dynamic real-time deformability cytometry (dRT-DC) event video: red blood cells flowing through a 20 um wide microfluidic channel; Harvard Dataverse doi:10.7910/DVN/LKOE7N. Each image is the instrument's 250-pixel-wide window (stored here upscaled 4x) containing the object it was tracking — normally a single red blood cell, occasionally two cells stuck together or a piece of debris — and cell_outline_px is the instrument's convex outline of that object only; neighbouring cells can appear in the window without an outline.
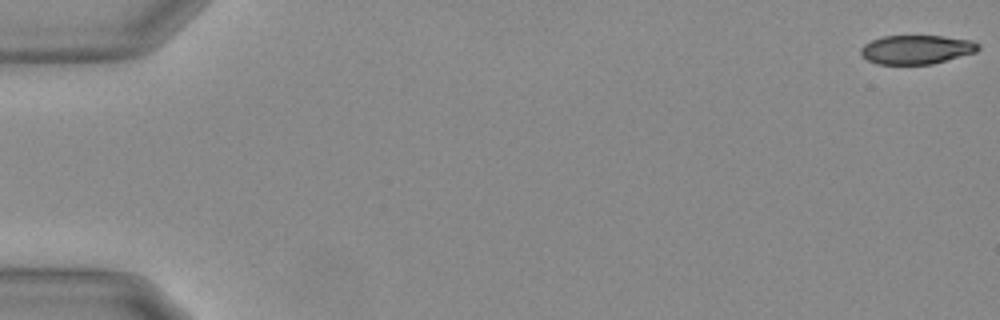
{"species": "Egyptian fruit bat (a non-hibernating species)", "species_latin": "Rousettus aegyptiacus", "temperature_condition": "warm", "stored_images_in_passage": 19, "camera_frame_rate_fps": 3000, "um_per_image_px": 0.085, "animal": {"sex": "female"}, "frame": {"image": 1, "passage_image": 1, "time_ms": 0.0, "image_size_px": [1000, 320], "cell_outline_px": [[980, 48], [976, 52], [932, 64], [876, 64], [860, 56], [860, 48], [864, 44], [872, 40], [884, 36], [944, 36], [972, 40], [980, 44]], "centroid_in_image_um": [77.9, 4.21], "position_along_channel_um": 7.1, "area_um2": 19.94}}
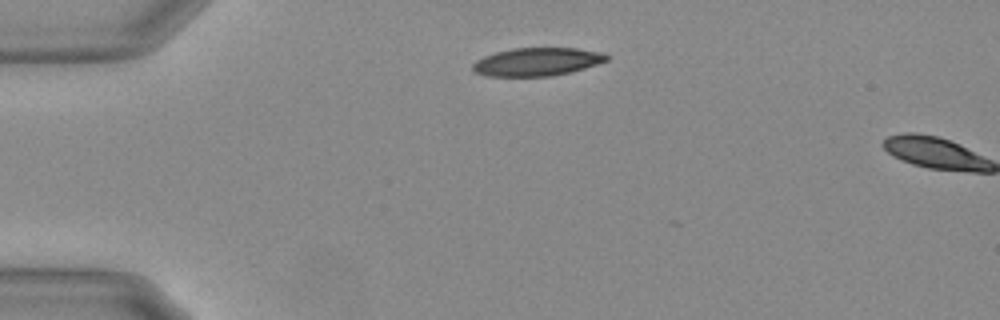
{"frame": {"image": 2, "passage_image": 17, "time_ms": 5.333, "image_size_px": [1000, 320], "cell_outline_px": [[608, 60], [572, 72], [552, 76], [484, 76], [472, 72], [472, 64], [476, 60], [484, 56], [496, 52], [512, 48], [576, 48], [604, 52], [608, 56]], "centroid_in_image_um": [45.62, 5.25], "position_along_channel_um": 39.4, "area_um2": 22.14}}